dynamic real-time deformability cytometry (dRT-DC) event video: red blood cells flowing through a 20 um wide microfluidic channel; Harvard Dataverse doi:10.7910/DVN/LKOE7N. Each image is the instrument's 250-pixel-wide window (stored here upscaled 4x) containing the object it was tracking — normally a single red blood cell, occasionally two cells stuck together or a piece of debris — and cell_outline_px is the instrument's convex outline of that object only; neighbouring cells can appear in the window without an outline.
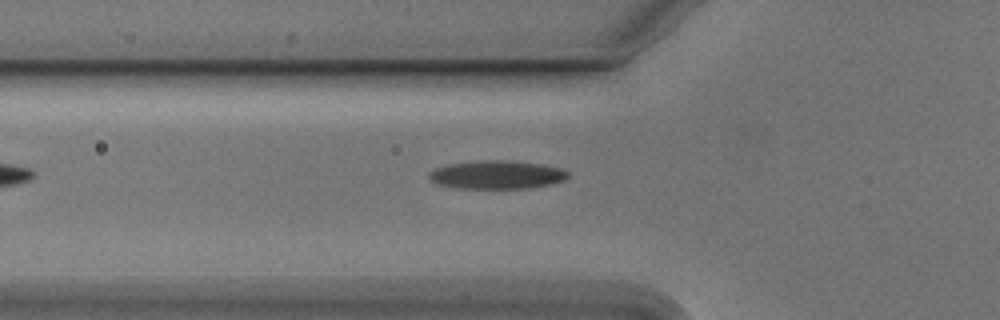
{"species": "Egyptian fruit bat (a non-hibernating species)", "species_latin": "Rousettus aegyptiacus", "temperature_condition": "cold", "stored_images_in_passage": 23, "camera_frame_rate_fps": 3000, "um_per_image_px": 0.085, "animal": {"sex": "male"}, "frame": {"image": 1, "passage_image": 3, "time_ms": 0.667, "image_size_px": [1000, 320], "cell_outline_px": [[568, 176], [564, 180], [552, 184], [532, 188], [456, 188], [436, 184], [428, 176], [428, 172], [436, 168], [448, 164], [480, 160], [508, 160], [540, 164], [564, 168], [568, 172]], "centroid_in_image_um": [42.24, 14.85], "position_along_channel_um": 83.6, "area_um2": 23.12}}
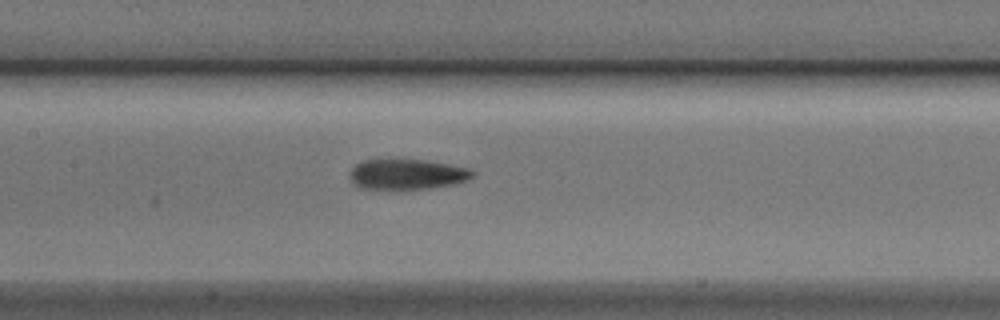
{"frame": {"image": 2, "passage_image": 10, "time_ms": 3.0, "image_size_px": [1000, 320], "cell_outline_px": [[476, 172], [468, 180], [452, 184], [428, 188], [356, 188], [352, 184], [348, 176], [348, 172], [360, 160], [428, 160], [468, 168]], "centroid_in_image_um": [34.54, 14.8], "position_along_channel_um": 172.9, "area_um2": 21.62}}
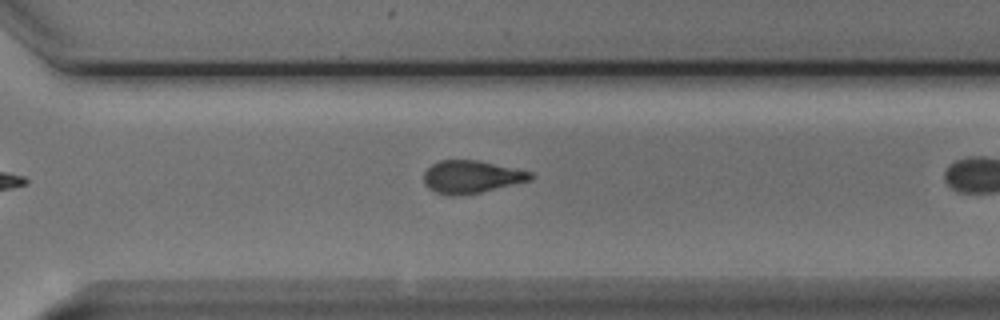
{"frame": {"image": 3, "passage_image": 19, "time_ms": 6.0, "image_size_px": [1000, 320], "cell_outline_px": [[532, 180], [480, 192], [460, 196], [448, 196], [436, 192], [428, 188], [424, 184], [424, 172], [432, 164], [440, 160], [476, 160], [532, 172]], "centroid_in_image_um": [40.03, 15.04], "position_along_channel_um": 330.6, "area_um2": 20.23}}